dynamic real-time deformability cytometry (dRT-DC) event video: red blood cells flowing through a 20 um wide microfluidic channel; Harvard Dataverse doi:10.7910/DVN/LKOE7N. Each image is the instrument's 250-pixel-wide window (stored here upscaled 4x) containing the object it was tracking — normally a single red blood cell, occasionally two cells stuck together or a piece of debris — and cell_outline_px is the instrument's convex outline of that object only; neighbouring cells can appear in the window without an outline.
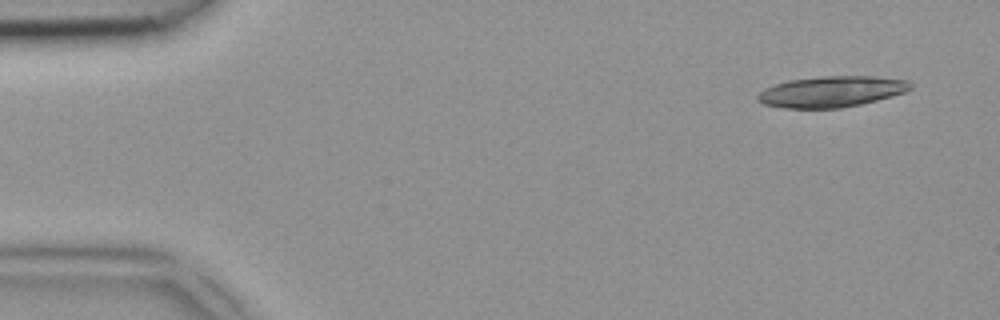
{"species": "common noctule bat (a hibernating species)", "species_latin": "Nyctalus noctula", "temperature_condition": "room temperature", "stored_images_in_passage": 11, "segment_of_instrument_passage": [1, 2], "camera_frame_rate_fps": 3000, "um_per_image_px": 0.085, "animal": {"sex": "female", "body_mass_g": 18.4}, "frame": {"image": 1, "passage_image": 1, "time_ms": 0.0, "image_size_px": [1000, 320], "cell_outline_px": [[912, 88], [904, 92], [876, 100], [860, 104], [840, 108], [784, 108], [764, 104], [756, 100], [756, 96], [764, 88], [788, 80], [824, 76], [872, 76], [908, 80], [912, 84]], "centroid_in_image_um": [70.65, 7.78], "position_along_channel_um": 14.4, "area_um2": 27.46}}
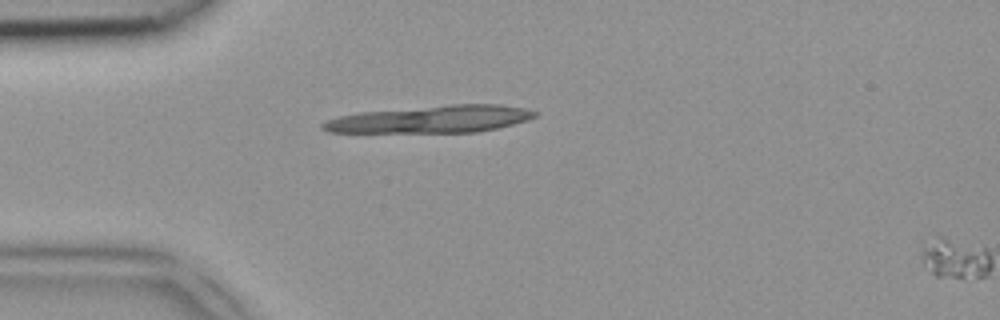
{"frame": {"image": 2, "passage_image": 10, "time_ms": 3.0, "image_size_px": [1000, 320], "cell_outline_px": [[536, 116], [528, 120], [496, 128], [476, 132], [328, 132], [320, 128], [320, 124], [328, 120], [340, 116], [360, 112], [448, 104], [500, 104], [524, 108], [536, 112]], "centroid_in_image_um": [36.64, 10.12], "position_along_channel_um": 48.4, "area_um2": 33.52}}